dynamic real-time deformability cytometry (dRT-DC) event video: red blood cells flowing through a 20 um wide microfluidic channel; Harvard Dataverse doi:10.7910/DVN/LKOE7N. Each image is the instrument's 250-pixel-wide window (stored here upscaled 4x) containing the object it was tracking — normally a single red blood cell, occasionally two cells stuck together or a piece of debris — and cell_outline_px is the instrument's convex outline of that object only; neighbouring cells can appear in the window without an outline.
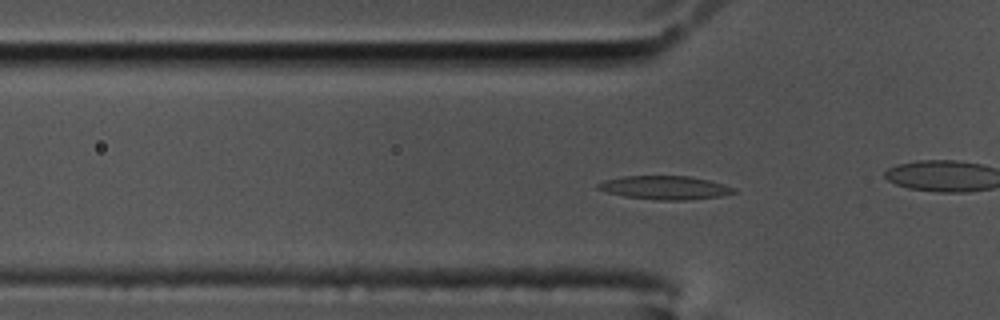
{"species": "common noctule bat (a hibernating species)", "species_latin": "Nyctalus noctula", "temperature_condition": "cold", "stored_images_in_passage": 60, "camera_frame_rate_fps": 3000, "um_per_image_px": 0.085, "animal": {"sex": "male", "body_mass_g": 17.5, "forearm_length_mm": 52.3}, "frame": {"image": 1, "passage_image": 19, "time_ms": 6.0, "image_size_px": [1000, 320], "cell_outline_px": [[736, 192], [720, 196], [684, 200], [656, 200], [624, 196], [608, 192], [596, 188], [596, 184], [604, 180], [624, 176], [688, 176], [708, 180], [724, 184], [732, 188]], "centroid_in_image_um": [56.47, 15.95], "position_along_channel_um": 69.3, "area_um2": 18.44}}
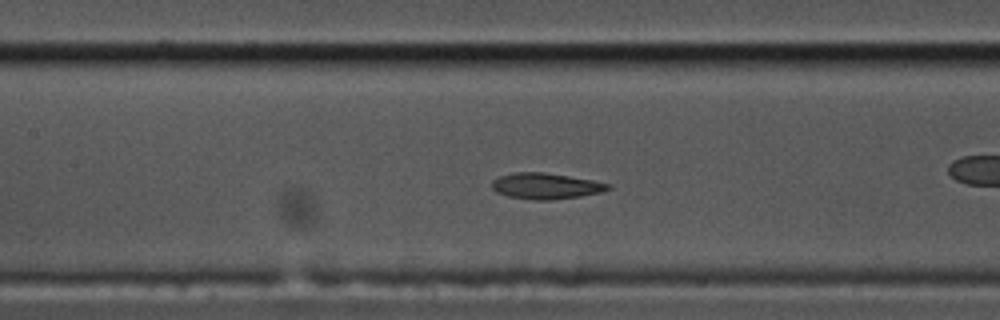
{"frame": {"image": 2, "passage_image": 27, "time_ms": 8.667, "image_size_px": [1000, 320], "cell_outline_px": [[612, 188], [600, 192], [580, 196], [552, 200], [532, 200], [508, 196], [496, 192], [492, 188], [492, 180], [500, 176], [516, 172], [544, 172], [592, 180], [612, 184]], "centroid_in_image_um": [46.39, 15.81], "position_along_channel_um": 161.0, "area_um2": 17.57}}
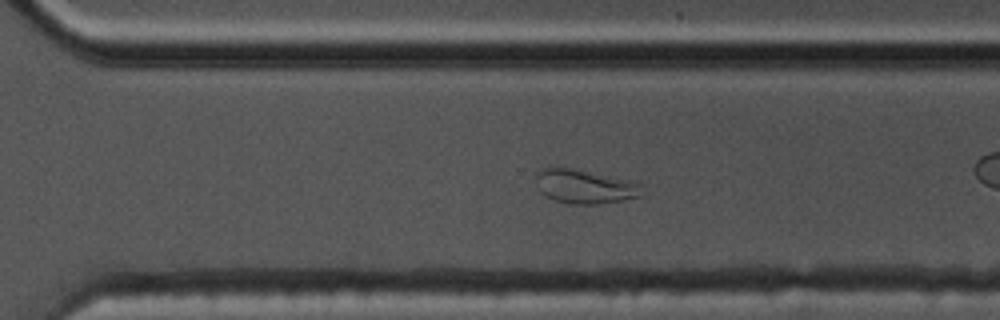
{"frame": {"image": 3, "passage_image": 41, "time_ms": 13.333, "image_size_px": [1000, 320], "cell_outline_px": [[644, 192], [640, 196], [624, 200], [600, 204], [572, 204], [556, 200], [540, 192], [536, 176], [536, 172], [540, 168], [556, 164], [560, 164], [636, 180], [640, 184]], "centroid_in_image_um": [49.73, 15.78], "position_along_channel_um": 320.9, "area_um2": 22.14}, "authors_computed_cell_mechanics": {"area_um2": 17.8602, "velocity_mm_per_s": 3.4386, "shape_relaxation_time_tau1_ms": null, "shape_relaxation_time_tau2_ms": 1.8277, "deformation_change_tau1": null, "deformation_change_tau2": 0.0876}}